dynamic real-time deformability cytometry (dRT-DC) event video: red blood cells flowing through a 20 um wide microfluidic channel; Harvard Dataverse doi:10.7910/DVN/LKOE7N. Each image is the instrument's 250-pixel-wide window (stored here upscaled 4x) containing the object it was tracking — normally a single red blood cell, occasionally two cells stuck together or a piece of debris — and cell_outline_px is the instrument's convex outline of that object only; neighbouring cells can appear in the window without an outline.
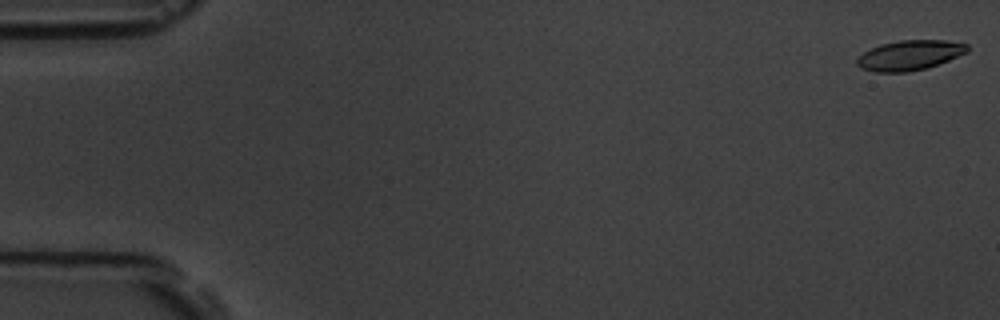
{"species": "common noctule bat (a hibernating species)", "species_latin": "Nyctalus noctula", "temperature_condition": "room temperature", "stored_images_in_passage": 6, "camera_frame_rate_fps": 3000, "um_per_image_px": 0.085, "animal": {"sex": "male", "body_mass_g": 19.5, "forearm_length_mm": 54.6}, "frame": {"image": 1, "passage_image": 1, "time_ms": 0.0, "image_size_px": [1000, 320], "cell_outline_px": [[968, 52], [928, 68], [908, 72], [876, 72], [860, 68], [856, 64], [856, 60], [864, 52], [880, 44], [900, 40], [944, 40], [968, 44]], "centroid_in_image_um": [77.32, 4.7], "position_along_channel_um": 7.7, "area_um2": 19.25}}
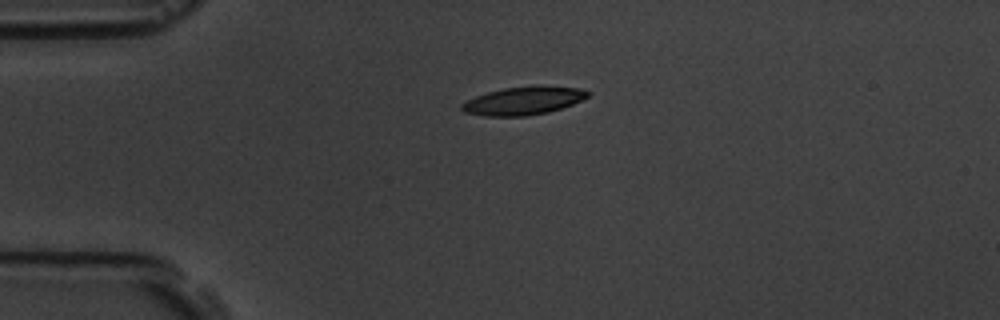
{"frame": {"image": 2, "passage_image": 4, "time_ms": 4.333, "image_size_px": [1000, 320], "cell_outline_px": [[592, 92], [588, 96], [572, 104], [548, 112], [524, 116], [484, 116], [464, 112], [460, 108], [460, 104], [476, 96], [488, 92], [504, 88], [540, 84], [580, 88]], "centroid_in_image_um": [44.5, 8.54], "position_along_channel_um": 40.5, "area_um2": 20.81}}
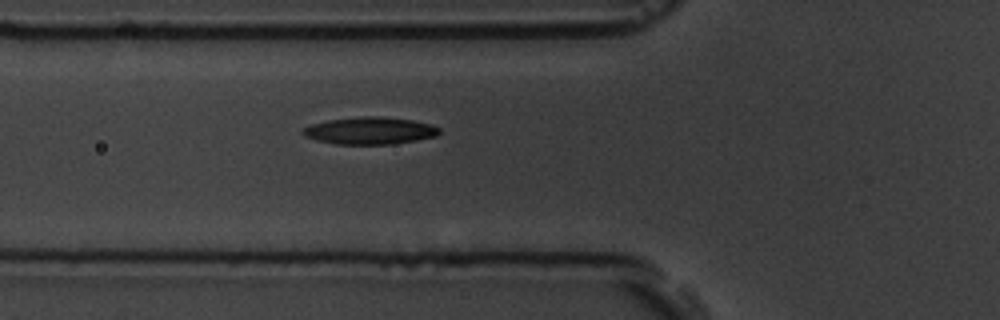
{"frame": {"image": 3, "passage_image": 6, "time_ms": 6.667, "image_size_px": [1000, 320], "cell_outline_px": [[440, 132], [436, 136], [416, 140], [392, 144], [336, 144], [316, 140], [304, 136], [300, 132], [304, 128], [312, 124], [328, 120], [364, 116], [376, 116], [412, 120], [432, 124], [440, 128]], "centroid_in_image_um": [31.44, 11.11], "position_along_channel_um": 94.4, "area_um2": 21.56}}